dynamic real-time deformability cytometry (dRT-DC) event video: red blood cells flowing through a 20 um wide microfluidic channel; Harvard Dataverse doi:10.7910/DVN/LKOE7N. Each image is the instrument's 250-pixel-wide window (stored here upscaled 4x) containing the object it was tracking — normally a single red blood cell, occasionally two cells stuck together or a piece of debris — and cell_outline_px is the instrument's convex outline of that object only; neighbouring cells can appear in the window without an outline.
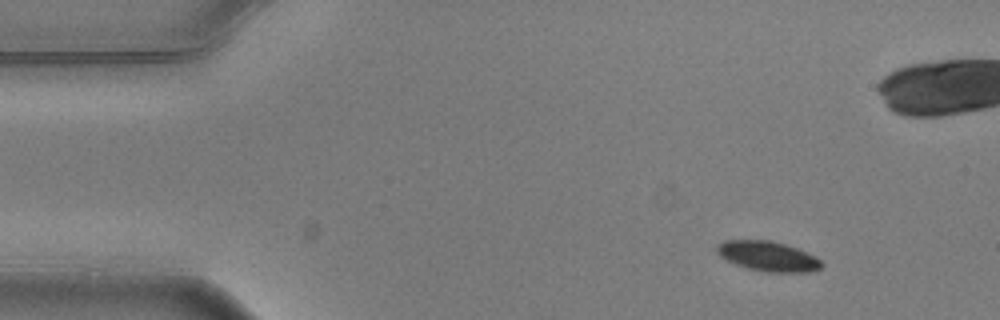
{"species": "common noctule bat (a hibernating species)", "species_latin": "Nyctalus noctula", "temperature_condition": "warm", "stored_images_in_passage": 8, "camera_frame_rate_fps": 3000, "um_per_image_px": 0.085, "animal": {"sex": "male", "body_mass_g": 20.5, "forearm_length_mm": 52.5}, "frame": {"image": 1, "passage_image": 1, "time_ms": 0.0, "image_size_px": [1000, 320], "cell_outline_px": [[824, 264], [820, 268], [812, 272], [768, 272], [748, 268], [736, 264], [720, 256], [716, 252], [716, 244], [724, 240], [768, 240], [784, 244], [796, 248], [816, 256]], "centroid_in_image_um": [65.27, 21.78], "position_along_channel_um": 19.7, "area_um2": 18.21}}
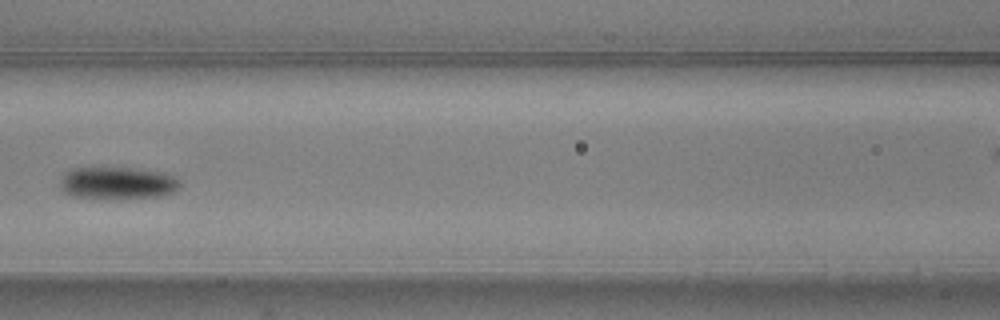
{"frame": {"image": 2, "passage_image": 6, "time_ms": 1.667, "image_size_px": [1000, 320], "cell_outline_px": [[180, 188], [172, 192], [160, 196], [112, 200], [96, 200], [72, 196], [64, 192], [60, 188], [60, 180], [64, 172], [72, 168], [128, 168], [164, 172], [180, 180]], "centroid_in_image_um": [9.94, 15.59], "position_along_channel_um": 156.7, "area_um2": 23.18}}
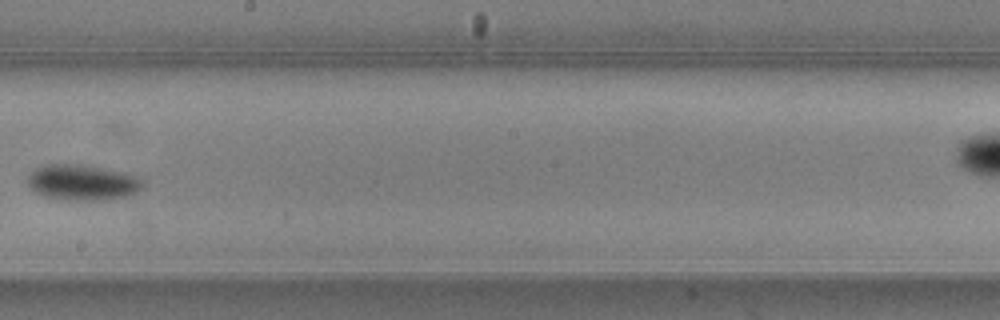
{"frame": {"image": 3, "passage_image": 8, "time_ms": 2.333, "image_size_px": [1000, 320], "cell_outline_px": [[144, 184], [136, 192], [128, 196], [104, 200], [76, 200], [48, 196], [36, 192], [24, 180], [40, 164], [88, 164], [128, 172], [144, 180]], "centroid_in_image_um": [7.04, 15.47], "position_along_channel_um": 241.2, "area_um2": 24.22}}